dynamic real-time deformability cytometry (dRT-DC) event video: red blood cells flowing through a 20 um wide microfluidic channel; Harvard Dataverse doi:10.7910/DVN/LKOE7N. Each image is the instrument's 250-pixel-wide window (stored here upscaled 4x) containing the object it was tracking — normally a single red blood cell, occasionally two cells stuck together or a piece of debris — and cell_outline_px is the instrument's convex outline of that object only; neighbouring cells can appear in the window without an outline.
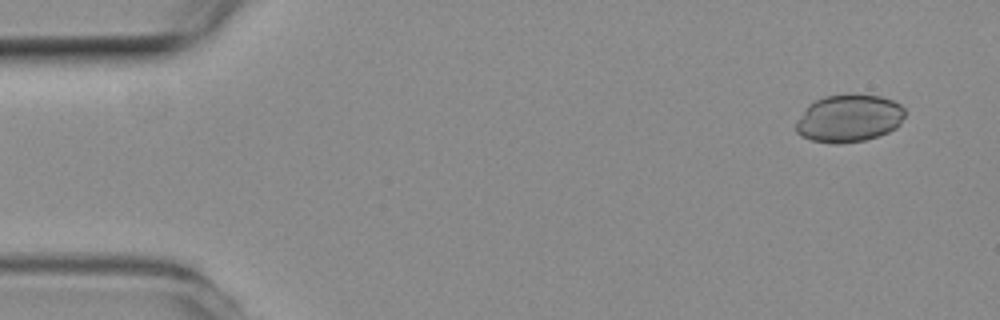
{"species": "common noctule bat (a hibernating species)", "species_latin": "Nyctalus noctula", "temperature_condition": "room temperature", "stored_images_in_passage": 50, "camera_frame_rate_fps": 3000, "um_per_image_px": 0.085, "animal": {"sex": "female", "body_mass_g": 19.3, "forearm_length_mm": 54.1}, "frame": {"image": 1, "passage_image": 1, "time_ms": 0.0, "image_size_px": [1000, 320], "cell_outline_px": [[904, 116], [900, 124], [896, 128], [888, 132], [864, 140], [840, 144], [832, 144], [812, 140], [800, 136], [796, 132], [796, 120], [804, 108], [808, 104], [824, 96], [848, 92], [880, 96], [892, 100], [900, 104], [904, 108]], "centroid_in_image_um": [72.13, 10.03], "position_along_channel_um": 12.9, "area_um2": 30.81}}
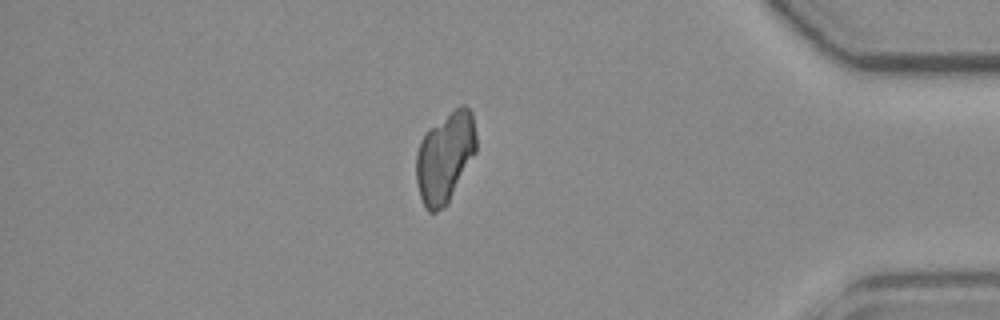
{"frame": {"image": 2, "passage_image": 43, "time_ms": 14.0, "image_size_px": [1000, 320], "cell_outline_px": [[476, 152], [448, 204], [444, 208], [436, 212], [428, 212], [424, 208], [420, 196], [416, 180], [416, 152], [420, 140], [428, 128], [460, 104], [464, 104], [472, 112], [476, 136]], "centroid_in_image_um": [37.82, 13.37], "position_along_channel_um": 397.4, "area_um2": 32.08}}